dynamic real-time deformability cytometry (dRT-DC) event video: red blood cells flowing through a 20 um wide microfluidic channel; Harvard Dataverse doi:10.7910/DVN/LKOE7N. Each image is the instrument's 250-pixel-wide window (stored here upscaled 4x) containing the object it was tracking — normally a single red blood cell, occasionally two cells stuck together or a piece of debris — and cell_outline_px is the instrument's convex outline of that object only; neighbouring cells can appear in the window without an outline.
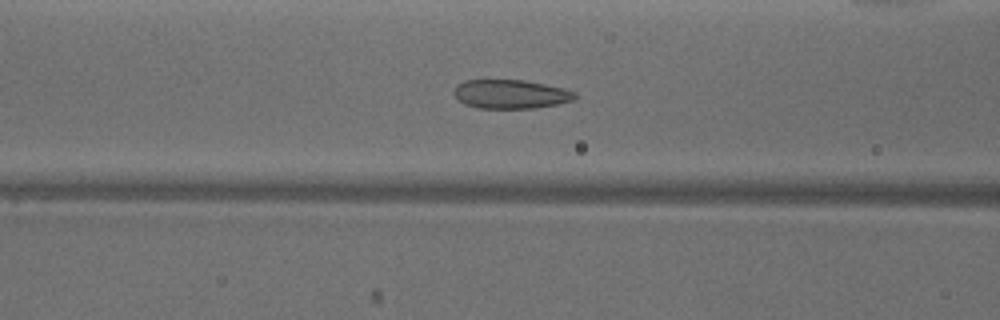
{"species": "common noctule bat (a hibernating species)", "species_latin": "Nyctalus noctula", "temperature_condition": "warm", "stored_images_in_passage": 39, "camera_frame_rate_fps": 3000, "um_per_image_px": 0.085, "animal": {"sex": "male", "body_mass_g": 18.8}, "frame": {"image": 1, "passage_image": 7, "time_ms": 2.0, "image_size_px": [1000, 320], "cell_outline_px": [[576, 96], [572, 100], [556, 104], [536, 108], [476, 108], [464, 104], [452, 92], [456, 84], [464, 80], [524, 80], [564, 88], [576, 92]], "centroid_in_image_um": [43.37, 8.0], "position_along_channel_um": 123.2, "area_um2": 20.4}}
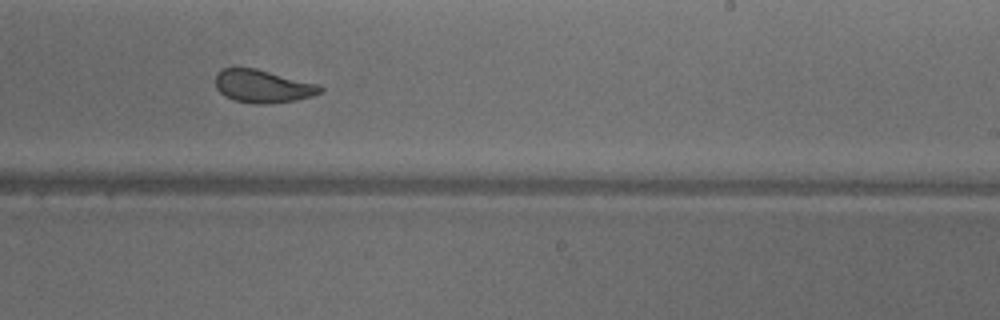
{"frame": {"image": 2, "passage_image": 18, "time_ms": 5.667, "image_size_px": [1000, 320], "cell_outline_px": [[324, 92], [312, 96], [296, 100], [264, 104], [252, 104], [236, 100], [224, 96], [216, 88], [216, 72], [224, 68], [256, 68], [320, 84], [324, 88]], "centroid_in_image_um": [22.37, 7.33], "position_along_channel_um": 266.6, "area_um2": 20.29}}
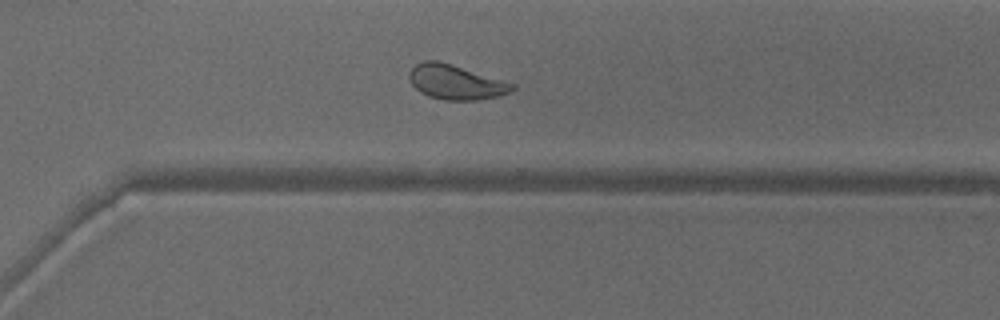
{"frame": {"image": 3, "passage_image": 23, "time_ms": 7.333, "image_size_px": [1000, 320], "cell_outline_px": [[516, 88], [508, 92], [496, 96], [476, 100], [444, 100], [428, 96], [420, 92], [412, 84], [408, 76], [408, 72], [416, 64], [424, 60], [440, 60], [516, 84]], "centroid_in_image_um": [38.71, 6.96], "position_along_channel_um": 331.9, "area_um2": 20.81}, "authors_computed_cell_mechanics": {"area_um2": 21.2704, "velocity_mm_per_s": 3.9133, "shape_relaxation_time_tau1_ms": null, "shape_relaxation_time_tau2_ms": 1.072, "deformation_change_tau1": null, "deformation_change_tau2": 0.0787}}